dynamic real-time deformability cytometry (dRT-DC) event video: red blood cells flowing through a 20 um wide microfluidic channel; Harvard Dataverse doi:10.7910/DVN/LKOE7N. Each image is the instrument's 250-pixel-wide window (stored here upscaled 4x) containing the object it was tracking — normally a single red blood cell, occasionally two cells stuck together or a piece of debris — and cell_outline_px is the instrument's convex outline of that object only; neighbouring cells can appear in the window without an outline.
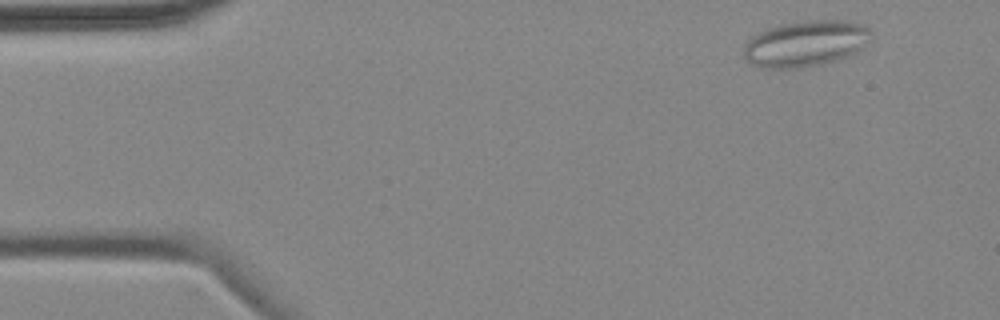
{"species": "common noctule bat (a hibernating species)", "species_latin": "Nyctalus noctula", "temperature_condition": "cold", "stored_images_in_passage": 4, "camera_frame_rate_fps": 3000, "um_per_image_px": 0.085, "animal": {"sex": "female", "body_mass_g": 18.4}, "frame": {"image": 1, "passage_image": 1, "time_ms": 0.0, "image_size_px": [1000, 320], "cell_outline_px": [[872, 40], [856, 52], [848, 56], [836, 60], [820, 64], [796, 68], [764, 68], [752, 64], [744, 60], [744, 44], [756, 32], [764, 28], [780, 24], [804, 20], [848, 20], [864, 24], [872, 32]], "centroid_in_image_um": [68.48, 3.68], "position_along_channel_um": 16.5, "area_um2": 34.74}}